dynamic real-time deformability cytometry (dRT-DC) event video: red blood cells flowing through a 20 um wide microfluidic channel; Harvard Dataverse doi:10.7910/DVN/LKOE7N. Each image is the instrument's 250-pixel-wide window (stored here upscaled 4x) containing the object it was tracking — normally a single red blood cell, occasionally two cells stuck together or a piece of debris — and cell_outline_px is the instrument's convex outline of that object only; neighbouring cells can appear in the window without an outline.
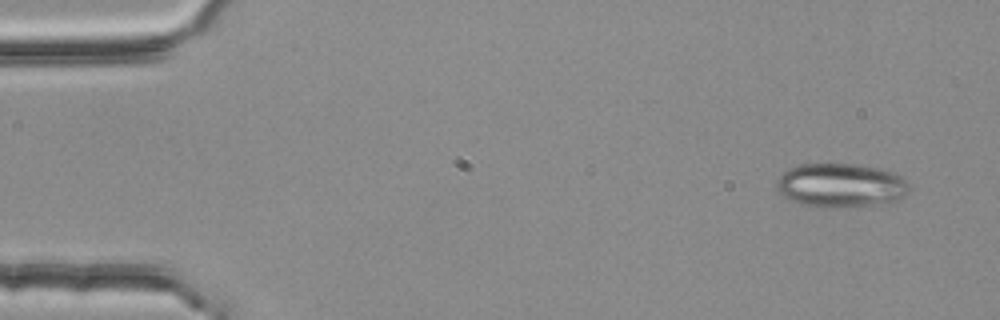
{"species": "common noctule bat (a hibernating species)", "species_latin": "Nyctalus noctula", "temperature_condition": "room temperature", "stored_images_in_passage": 52, "camera_frame_rate_fps": 3000, "um_per_image_px": 0.085, "animal": {"sex": "female", "body_mass_g": 25.1}, "frame": {"image": 1, "passage_image": 1, "time_ms": 0.0, "image_size_px": [1000, 320], "cell_outline_px": [[908, 192], [904, 196], [896, 200], [852, 208], [828, 208], [800, 204], [784, 196], [776, 188], [776, 180], [788, 168], [800, 164], [856, 164], [896, 172], [904, 176], [908, 184]], "centroid_in_image_um": [71.47, 15.76], "position_along_channel_um": 13.5, "area_um2": 34.22}}
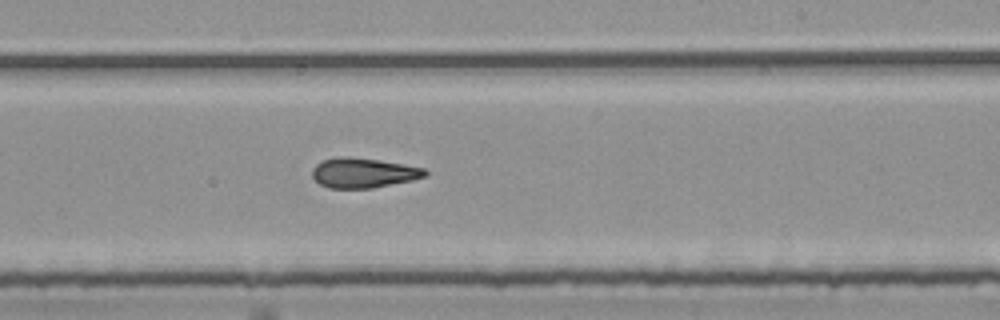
{"frame": {"image": 2, "passage_image": 30, "time_ms": 9.667, "image_size_px": [1000, 320], "cell_outline_px": [[428, 176], [412, 180], [372, 188], [328, 188], [320, 184], [312, 176], [312, 168], [316, 164], [324, 160], [336, 156], [348, 156], [380, 160], [424, 168], [428, 172]], "centroid_in_image_um": [30.88, 14.69], "position_along_channel_um": 258.1, "area_um2": 19.71}}
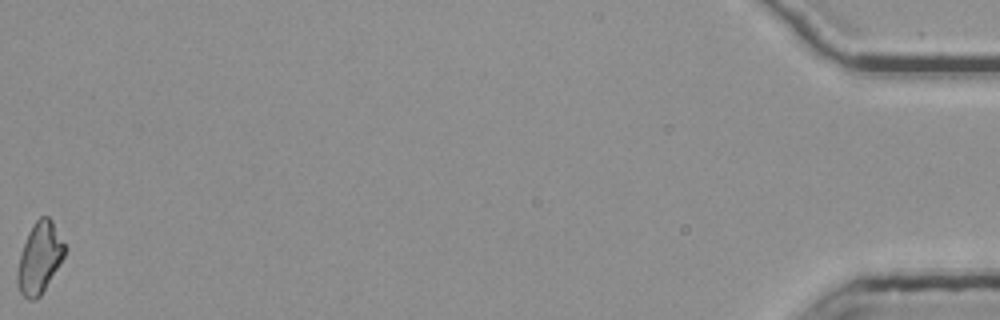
{"frame": {"image": 3, "passage_image": 52, "time_ms": 17.0, "image_size_px": [1000, 320], "cell_outline_px": [[68, 248], [64, 256], [40, 296], [36, 300], [28, 300], [20, 292], [16, 276], [16, 268], [28, 232], [32, 224], [40, 216], [48, 216], [52, 220]], "centroid_in_image_um": [3.37, 21.9], "position_along_channel_um": 431.8, "area_um2": 19.59}, "authors_computed_cell_mechanics": {"area_um2": 19.9121, "velocity_mm_per_s": 3.7649, "shape_relaxation_time_tau1_ms": null, "shape_relaxation_time_tau2_ms": 4.1368, "deformation_change_tau1": null, "deformation_change_tau2": 0.1456}}